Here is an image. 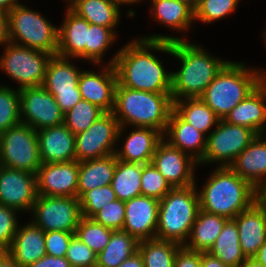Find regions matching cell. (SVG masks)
Wrapping results in <instances>:
<instances>
[{
  "mask_svg": "<svg viewBox=\"0 0 266 267\" xmlns=\"http://www.w3.org/2000/svg\"><path fill=\"white\" fill-rule=\"evenodd\" d=\"M79 162L41 164L36 174L37 195L77 197Z\"/></svg>",
  "mask_w": 266,
  "mask_h": 267,
  "instance_id": "obj_17",
  "label": "cell"
},
{
  "mask_svg": "<svg viewBox=\"0 0 266 267\" xmlns=\"http://www.w3.org/2000/svg\"><path fill=\"white\" fill-rule=\"evenodd\" d=\"M2 167H3V165H2V163H1V161H0V170L2 169Z\"/></svg>",
  "mask_w": 266,
  "mask_h": 267,
  "instance_id": "obj_61",
  "label": "cell"
},
{
  "mask_svg": "<svg viewBox=\"0 0 266 267\" xmlns=\"http://www.w3.org/2000/svg\"><path fill=\"white\" fill-rule=\"evenodd\" d=\"M15 208L0 204V252L8 251L18 229Z\"/></svg>",
  "mask_w": 266,
  "mask_h": 267,
  "instance_id": "obj_46",
  "label": "cell"
},
{
  "mask_svg": "<svg viewBox=\"0 0 266 267\" xmlns=\"http://www.w3.org/2000/svg\"><path fill=\"white\" fill-rule=\"evenodd\" d=\"M172 187L151 163L142 164L141 195L161 200Z\"/></svg>",
  "mask_w": 266,
  "mask_h": 267,
  "instance_id": "obj_41",
  "label": "cell"
},
{
  "mask_svg": "<svg viewBox=\"0 0 266 267\" xmlns=\"http://www.w3.org/2000/svg\"><path fill=\"white\" fill-rule=\"evenodd\" d=\"M253 258L266 267V242L259 248Z\"/></svg>",
  "mask_w": 266,
  "mask_h": 267,
  "instance_id": "obj_56",
  "label": "cell"
},
{
  "mask_svg": "<svg viewBox=\"0 0 266 267\" xmlns=\"http://www.w3.org/2000/svg\"><path fill=\"white\" fill-rule=\"evenodd\" d=\"M116 38L112 28L89 23L87 30V43L85 44V60L100 64L106 50Z\"/></svg>",
  "mask_w": 266,
  "mask_h": 267,
  "instance_id": "obj_38",
  "label": "cell"
},
{
  "mask_svg": "<svg viewBox=\"0 0 266 267\" xmlns=\"http://www.w3.org/2000/svg\"><path fill=\"white\" fill-rule=\"evenodd\" d=\"M42 164L76 160L75 135L64 125L37 130Z\"/></svg>",
  "mask_w": 266,
  "mask_h": 267,
  "instance_id": "obj_20",
  "label": "cell"
},
{
  "mask_svg": "<svg viewBox=\"0 0 266 267\" xmlns=\"http://www.w3.org/2000/svg\"><path fill=\"white\" fill-rule=\"evenodd\" d=\"M139 241L123 230L112 232L109 243L97 255L96 267H119L138 252Z\"/></svg>",
  "mask_w": 266,
  "mask_h": 267,
  "instance_id": "obj_32",
  "label": "cell"
},
{
  "mask_svg": "<svg viewBox=\"0 0 266 267\" xmlns=\"http://www.w3.org/2000/svg\"><path fill=\"white\" fill-rule=\"evenodd\" d=\"M172 110L171 93L134 90L117 82L112 113L120 127H150L164 134Z\"/></svg>",
  "mask_w": 266,
  "mask_h": 267,
  "instance_id": "obj_3",
  "label": "cell"
},
{
  "mask_svg": "<svg viewBox=\"0 0 266 267\" xmlns=\"http://www.w3.org/2000/svg\"><path fill=\"white\" fill-rule=\"evenodd\" d=\"M119 267H144L141 254L136 252L133 256L123 261Z\"/></svg>",
  "mask_w": 266,
  "mask_h": 267,
  "instance_id": "obj_53",
  "label": "cell"
},
{
  "mask_svg": "<svg viewBox=\"0 0 266 267\" xmlns=\"http://www.w3.org/2000/svg\"><path fill=\"white\" fill-rule=\"evenodd\" d=\"M234 220L242 252L246 258H253L266 242V214L254 203L249 209L239 213Z\"/></svg>",
  "mask_w": 266,
  "mask_h": 267,
  "instance_id": "obj_23",
  "label": "cell"
},
{
  "mask_svg": "<svg viewBox=\"0 0 266 267\" xmlns=\"http://www.w3.org/2000/svg\"><path fill=\"white\" fill-rule=\"evenodd\" d=\"M180 2L186 3L190 8L195 10V8L199 5L200 0H179Z\"/></svg>",
  "mask_w": 266,
  "mask_h": 267,
  "instance_id": "obj_58",
  "label": "cell"
},
{
  "mask_svg": "<svg viewBox=\"0 0 266 267\" xmlns=\"http://www.w3.org/2000/svg\"><path fill=\"white\" fill-rule=\"evenodd\" d=\"M19 93L22 124L29 125L36 131L64 124V113L55 97L43 86L22 88Z\"/></svg>",
  "mask_w": 266,
  "mask_h": 267,
  "instance_id": "obj_14",
  "label": "cell"
},
{
  "mask_svg": "<svg viewBox=\"0 0 266 267\" xmlns=\"http://www.w3.org/2000/svg\"><path fill=\"white\" fill-rule=\"evenodd\" d=\"M8 42V14L0 11V45Z\"/></svg>",
  "mask_w": 266,
  "mask_h": 267,
  "instance_id": "obj_52",
  "label": "cell"
},
{
  "mask_svg": "<svg viewBox=\"0 0 266 267\" xmlns=\"http://www.w3.org/2000/svg\"><path fill=\"white\" fill-rule=\"evenodd\" d=\"M239 0H200L194 10V20L211 23L231 14Z\"/></svg>",
  "mask_w": 266,
  "mask_h": 267,
  "instance_id": "obj_43",
  "label": "cell"
},
{
  "mask_svg": "<svg viewBox=\"0 0 266 267\" xmlns=\"http://www.w3.org/2000/svg\"><path fill=\"white\" fill-rule=\"evenodd\" d=\"M17 4H19L18 0H0V11L8 13Z\"/></svg>",
  "mask_w": 266,
  "mask_h": 267,
  "instance_id": "obj_55",
  "label": "cell"
},
{
  "mask_svg": "<svg viewBox=\"0 0 266 267\" xmlns=\"http://www.w3.org/2000/svg\"><path fill=\"white\" fill-rule=\"evenodd\" d=\"M9 42L47 52L52 56L58 50V28L21 3L8 13ZM20 42H19V41Z\"/></svg>",
  "mask_w": 266,
  "mask_h": 267,
  "instance_id": "obj_7",
  "label": "cell"
},
{
  "mask_svg": "<svg viewBox=\"0 0 266 267\" xmlns=\"http://www.w3.org/2000/svg\"><path fill=\"white\" fill-rule=\"evenodd\" d=\"M172 56L181 61L179 71L171 75V97L181 98L200 97L217 74L229 62L214 58L199 45L185 40L171 42Z\"/></svg>",
  "mask_w": 266,
  "mask_h": 267,
  "instance_id": "obj_2",
  "label": "cell"
},
{
  "mask_svg": "<svg viewBox=\"0 0 266 267\" xmlns=\"http://www.w3.org/2000/svg\"><path fill=\"white\" fill-rule=\"evenodd\" d=\"M182 246L178 243L157 238L139 241L138 252L144 267H174V260Z\"/></svg>",
  "mask_w": 266,
  "mask_h": 267,
  "instance_id": "obj_36",
  "label": "cell"
},
{
  "mask_svg": "<svg viewBox=\"0 0 266 267\" xmlns=\"http://www.w3.org/2000/svg\"><path fill=\"white\" fill-rule=\"evenodd\" d=\"M199 191L200 209L234 219L254 204L255 188L229 166L216 167Z\"/></svg>",
  "mask_w": 266,
  "mask_h": 267,
  "instance_id": "obj_4",
  "label": "cell"
},
{
  "mask_svg": "<svg viewBox=\"0 0 266 267\" xmlns=\"http://www.w3.org/2000/svg\"><path fill=\"white\" fill-rule=\"evenodd\" d=\"M27 267H71L70 262L66 257H54L45 255L43 258L37 260L35 263Z\"/></svg>",
  "mask_w": 266,
  "mask_h": 267,
  "instance_id": "obj_49",
  "label": "cell"
},
{
  "mask_svg": "<svg viewBox=\"0 0 266 267\" xmlns=\"http://www.w3.org/2000/svg\"><path fill=\"white\" fill-rule=\"evenodd\" d=\"M256 137L253 130L220 119L216 128L208 134L206 151L198 165L221 161V167L230 166Z\"/></svg>",
  "mask_w": 266,
  "mask_h": 267,
  "instance_id": "obj_11",
  "label": "cell"
},
{
  "mask_svg": "<svg viewBox=\"0 0 266 267\" xmlns=\"http://www.w3.org/2000/svg\"><path fill=\"white\" fill-rule=\"evenodd\" d=\"M115 2L116 5L120 6V5H125V4H134V3H138L141 0H113Z\"/></svg>",
  "mask_w": 266,
  "mask_h": 267,
  "instance_id": "obj_59",
  "label": "cell"
},
{
  "mask_svg": "<svg viewBox=\"0 0 266 267\" xmlns=\"http://www.w3.org/2000/svg\"><path fill=\"white\" fill-rule=\"evenodd\" d=\"M113 230L97 223L92 218L81 217L75 235L97 255L109 243Z\"/></svg>",
  "mask_w": 266,
  "mask_h": 267,
  "instance_id": "obj_39",
  "label": "cell"
},
{
  "mask_svg": "<svg viewBox=\"0 0 266 267\" xmlns=\"http://www.w3.org/2000/svg\"><path fill=\"white\" fill-rule=\"evenodd\" d=\"M164 140L163 138L157 145L152 164L172 188L188 187L196 184L194 166L196 167L198 162Z\"/></svg>",
  "mask_w": 266,
  "mask_h": 267,
  "instance_id": "obj_15",
  "label": "cell"
},
{
  "mask_svg": "<svg viewBox=\"0 0 266 267\" xmlns=\"http://www.w3.org/2000/svg\"><path fill=\"white\" fill-rule=\"evenodd\" d=\"M163 138L173 147L187 153L198 163L203 159L207 146V137L185 122L174 110H172ZM188 149V150H187Z\"/></svg>",
  "mask_w": 266,
  "mask_h": 267,
  "instance_id": "obj_22",
  "label": "cell"
},
{
  "mask_svg": "<svg viewBox=\"0 0 266 267\" xmlns=\"http://www.w3.org/2000/svg\"><path fill=\"white\" fill-rule=\"evenodd\" d=\"M227 220L228 218L224 216L207 213L200 209L188 237L190 241H186L184 247L192 251L208 252Z\"/></svg>",
  "mask_w": 266,
  "mask_h": 267,
  "instance_id": "obj_29",
  "label": "cell"
},
{
  "mask_svg": "<svg viewBox=\"0 0 266 267\" xmlns=\"http://www.w3.org/2000/svg\"><path fill=\"white\" fill-rule=\"evenodd\" d=\"M75 232L48 231L45 232L46 254L54 257H64Z\"/></svg>",
  "mask_w": 266,
  "mask_h": 267,
  "instance_id": "obj_47",
  "label": "cell"
},
{
  "mask_svg": "<svg viewBox=\"0 0 266 267\" xmlns=\"http://www.w3.org/2000/svg\"><path fill=\"white\" fill-rule=\"evenodd\" d=\"M240 267H265L254 258H247Z\"/></svg>",
  "mask_w": 266,
  "mask_h": 267,
  "instance_id": "obj_57",
  "label": "cell"
},
{
  "mask_svg": "<svg viewBox=\"0 0 266 267\" xmlns=\"http://www.w3.org/2000/svg\"><path fill=\"white\" fill-rule=\"evenodd\" d=\"M124 129L125 127H120L112 112H105L87 130L75 135L76 161L93 160L114 154L115 143L121 138Z\"/></svg>",
  "mask_w": 266,
  "mask_h": 267,
  "instance_id": "obj_12",
  "label": "cell"
},
{
  "mask_svg": "<svg viewBox=\"0 0 266 267\" xmlns=\"http://www.w3.org/2000/svg\"><path fill=\"white\" fill-rule=\"evenodd\" d=\"M208 253L230 267H240L247 259L240 247L238 228L234 219L226 221Z\"/></svg>",
  "mask_w": 266,
  "mask_h": 267,
  "instance_id": "obj_31",
  "label": "cell"
},
{
  "mask_svg": "<svg viewBox=\"0 0 266 267\" xmlns=\"http://www.w3.org/2000/svg\"><path fill=\"white\" fill-rule=\"evenodd\" d=\"M254 188L266 181V138L257 137L236 157L229 166Z\"/></svg>",
  "mask_w": 266,
  "mask_h": 267,
  "instance_id": "obj_24",
  "label": "cell"
},
{
  "mask_svg": "<svg viewBox=\"0 0 266 267\" xmlns=\"http://www.w3.org/2000/svg\"><path fill=\"white\" fill-rule=\"evenodd\" d=\"M91 218L113 231L122 230L125 219V201L116 199L109 202Z\"/></svg>",
  "mask_w": 266,
  "mask_h": 267,
  "instance_id": "obj_44",
  "label": "cell"
},
{
  "mask_svg": "<svg viewBox=\"0 0 266 267\" xmlns=\"http://www.w3.org/2000/svg\"><path fill=\"white\" fill-rule=\"evenodd\" d=\"M142 164L128 163L117 159L111 187L117 199L130 200L141 196Z\"/></svg>",
  "mask_w": 266,
  "mask_h": 267,
  "instance_id": "obj_35",
  "label": "cell"
},
{
  "mask_svg": "<svg viewBox=\"0 0 266 267\" xmlns=\"http://www.w3.org/2000/svg\"><path fill=\"white\" fill-rule=\"evenodd\" d=\"M260 72L256 68H246L243 63L228 62L200 98L220 119H224L266 80V73Z\"/></svg>",
  "mask_w": 266,
  "mask_h": 267,
  "instance_id": "obj_5",
  "label": "cell"
},
{
  "mask_svg": "<svg viewBox=\"0 0 266 267\" xmlns=\"http://www.w3.org/2000/svg\"><path fill=\"white\" fill-rule=\"evenodd\" d=\"M174 267H201V252L182 246L175 256Z\"/></svg>",
  "mask_w": 266,
  "mask_h": 267,
  "instance_id": "obj_48",
  "label": "cell"
},
{
  "mask_svg": "<svg viewBox=\"0 0 266 267\" xmlns=\"http://www.w3.org/2000/svg\"><path fill=\"white\" fill-rule=\"evenodd\" d=\"M155 19L181 32L190 28L194 20V10L179 0H151Z\"/></svg>",
  "mask_w": 266,
  "mask_h": 267,
  "instance_id": "obj_34",
  "label": "cell"
},
{
  "mask_svg": "<svg viewBox=\"0 0 266 267\" xmlns=\"http://www.w3.org/2000/svg\"><path fill=\"white\" fill-rule=\"evenodd\" d=\"M201 267H230L208 252H201Z\"/></svg>",
  "mask_w": 266,
  "mask_h": 267,
  "instance_id": "obj_51",
  "label": "cell"
},
{
  "mask_svg": "<svg viewBox=\"0 0 266 267\" xmlns=\"http://www.w3.org/2000/svg\"><path fill=\"white\" fill-rule=\"evenodd\" d=\"M0 267H20V266L7 251H1Z\"/></svg>",
  "mask_w": 266,
  "mask_h": 267,
  "instance_id": "obj_54",
  "label": "cell"
},
{
  "mask_svg": "<svg viewBox=\"0 0 266 267\" xmlns=\"http://www.w3.org/2000/svg\"><path fill=\"white\" fill-rule=\"evenodd\" d=\"M120 7L113 0L78 1L71 10L89 23L114 28L120 20Z\"/></svg>",
  "mask_w": 266,
  "mask_h": 267,
  "instance_id": "obj_33",
  "label": "cell"
},
{
  "mask_svg": "<svg viewBox=\"0 0 266 267\" xmlns=\"http://www.w3.org/2000/svg\"><path fill=\"white\" fill-rule=\"evenodd\" d=\"M63 25L58 27V50L56 55L64 58L85 60V44L89 22L67 8Z\"/></svg>",
  "mask_w": 266,
  "mask_h": 267,
  "instance_id": "obj_26",
  "label": "cell"
},
{
  "mask_svg": "<svg viewBox=\"0 0 266 267\" xmlns=\"http://www.w3.org/2000/svg\"><path fill=\"white\" fill-rule=\"evenodd\" d=\"M37 198L36 174L2 167L0 204L20 211H31Z\"/></svg>",
  "mask_w": 266,
  "mask_h": 267,
  "instance_id": "obj_16",
  "label": "cell"
},
{
  "mask_svg": "<svg viewBox=\"0 0 266 267\" xmlns=\"http://www.w3.org/2000/svg\"><path fill=\"white\" fill-rule=\"evenodd\" d=\"M104 113L97 105L82 99L64 114V125L77 135L87 130Z\"/></svg>",
  "mask_w": 266,
  "mask_h": 267,
  "instance_id": "obj_37",
  "label": "cell"
},
{
  "mask_svg": "<svg viewBox=\"0 0 266 267\" xmlns=\"http://www.w3.org/2000/svg\"><path fill=\"white\" fill-rule=\"evenodd\" d=\"M200 210L195 184L172 188L159 201L158 226L155 238L184 246Z\"/></svg>",
  "mask_w": 266,
  "mask_h": 267,
  "instance_id": "obj_6",
  "label": "cell"
},
{
  "mask_svg": "<svg viewBox=\"0 0 266 267\" xmlns=\"http://www.w3.org/2000/svg\"><path fill=\"white\" fill-rule=\"evenodd\" d=\"M265 34H263L264 35V38L266 39V31L264 32ZM265 42H266V40H265Z\"/></svg>",
  "mask_w": 266,
  "mask_h": 267,
  "instance_id": "obj_62",
  "label": "cell"
},
{
  "mask_svg": "<svg viewBox=\"0 0 266 267\" xmlns=\"http://www.w3.org/2000/svg\"><path fill=\"white\" fill-rule=\"evenodd\" d=\"M31 212V222L44 232H76L82 217L77 197L37 195Z\"/></svg>",
  "mask_w": 266,
  "mask_h": 267,
  "instance_id": "obj_10",
  "label": "cell"
},
{
  "mask_svg": "<svg viewBox=\"0 0 266 267\" xmlns=\"http://www.w3.org/2000/svg\"><path fill=\"white\" fill-rule=\"evenodd\" d=\"M99 74L82 71L78 87L82 99L97 105L104 112H113L117 74L114 65H106Z\"/></svg>",
  "mask_w": 266,
  "mask_h": 267,
  "instance_id": "obj_19",
  "label": "cell"
},
{
  "mask_svg": "<svg viewBox=\"0 0 266 267\" xmlns=\"http://www.w3.org/2000/svg\"><path fill=\"white\" fill-rule=\"evenodd\" d=\"M159 200L138 196L125 201L123 231L138 241L154 239L158 226Z\"/></svg>",
  "mask_w": 266,
  "mask_h": 267,
  "instance_id": "obj_18",
  "label": "cell"
},
{
  "mask_svg": "<svg viewBox=\"0 0 266 267\" xmlns=\"http://www.w3.org/2000/svg\"><path fill=\"white\" fill-rule=\"evenodd\" d=\"M0 161L4 167L37 174L42 164L37 131L20 123L0 133Z\"/></svg>",
  "mask_w": 266,
  "mask_h": 267,
  "instance_id": "obj_8",
  "label": "cell"
},
{
  "mask_svg": "<svg viewBox=\"0 0 266 267\" xmlns=\"http://www.w3.org/2000/svg\"><path fill=\"white\" fill-rule=\"evenodd\" d=\"M126 138L122 150L115 151L116 158L124 162L144 165L152 162L163 134L154 128L136 127Z\"/></svg>",
  "mask_w": 266,
  "mask_h": 267,
  "instance_id": "obj_25",
  "label": "cell"
},
{
  "mask_svg": "<svg viewBox=\"0 0 266 267\" xmlns=\"http://www.w3.org/2000/svg\"><path fill=\"white\" fill-rule=\"evenodd\" d=\"M65 257L71 267H96L97 265V254L76 235L71 239Z\"/></svg>",
  "mask_w": 266,
  "mask_h": 267,
  "instance_id": "obj_45",
  "label": "cell"
},
{
  "mask_svg": "<svg viewBox=\"0 0 266 267\" xmlns=\"http://www.w3.org/2000/svg\"><path fill=\"white\" fill-rule=\"evenodd\" d=\"M254 203L266 214V181L255 187Z\"/></svg>",
  "mask_w": 266,
  "mask_h": 267,
  "instance_id": "obj_50",
  "label": "cell"
},
{
  "mask_svg": "<svg viewBox=\"0 0 266 267\" xmlns=\"http://www.w3.org/2000/svg\"><path fill=\"white\" fill-rule=\"evenodd\" d=\"M81 214L91 218L103 206L117 199L111 185H106L85 191L79 198Z\"/></svg>",
  "mask_w": 266,
  "mask_h": 267,
  "instance_id": "obj_42",
  "label": "cell"
},
{
  "mask_svg": "<svg viewBox=\"0 0 266 267\" xmlns=\"http://www.w3.org/2000/svg\"><path fill=\"white\" fill-rule=\"evenodd\" d=\"M51 54L8 42L0 58L2 71L19 82L18 89L42 86Z\"/></svg>",
  "mask_w": 266,
  "mask_h": 267,
  "instance_id": "obj_9",
  "label": "cell"
},
{
  "mask_svg": "<svg viewBox=\"0 0 266 267\" xmlns=\"http://www.w3.org/2000/svg\"><path fill=\"white\" fill-rule=\"evenodd\" d=\"M16 90L0 86V133L21 123L20 93Z\"/></svg>",
  "mask_w": 266,
  "mask_h": 267,
  "instance_id": "obj_40",
  "label": "cell"
},
{
  "mask_svg": "<svg viewBox=\"0 0 266 267\" xmlns=\"http://www.w3.org/2000/svg\"><path fill=\"white\" fill-rule=\"evenodd\" d=\"M180 37L151 35L133 40L121 48L108 64L114 65L122 87L154 93H171L172 72L150 50L172 54L171 42Z\"/></svg>",
  "mask_w": 266,
  "mask_h": 267,
  "instance_id": "obj_1",
  "label": "cell"
},
{
  "mask_svg": "<svg viewBox=\"0 0 266 267\" xmlns=\"http://www.w3.org/2000/svg\"><path fill=\"white\" fill-rule=\"evenodd\" d=\"M20 267H27L46 255L45 232L32 222L18 226L13 242L7 251Z\"/></svg>",
  "mask_w": 266,
  "mask_h": 267,
  "instance_id": "obj_27",
  "label": "cell"
},
{
  "mask_svg": "<svg viewBox=\"0 0 266 267\" xmlns=\"http://www.w3.org/2000/svg\"><path fill=\"white\" fill-rule=\"evenodd\" d=\"M116 164L115 153L102 158L79 162L77 198L85 191L111 185Z\"/></svg>",
  "mask_w": 266,
  "mask_h": 267,
  "instance_id": "obj_28",
  "label": "cell"
},
{
  "mask_svg": "<svg viewBox=\"0 0 266 267\" xmlns=\"http://www.w3.org/2000/svg\"><path fill=\"white\" fill-rule=\"evenodd\" d=\"M266 80L242 100L223 119L226 122L247 127L257 135L266 133Z\"/></svg>",
  "mask_w": 266,
  "mask_h": 267,
  "instance_id": "obj_21",
  "label": "cell"
},
{
  "mask_svg": "<svg viewBox=\"0 0 266 267\" xmlns=\"http://www.w3.org/2000/svg\"><path fill=\"white\" fill-rule=\"evenodd\" d=\"M78 1H83V0H68V3L70 2L71 4H69V9H71Z\"/></svg>",
  "mask_w": 266,
  "mask_h": 267,
  "instance_id": "obj_60",
  "label": "cell"
},
{
  "mask_svg": "<svg viewBox=\"0 0 266 267\" xmlns=\"http://www.w3.org/2000/svg\"><path fill=\"white\" fill-rule=\"evenodd\" d=\"M173 110L187 123L203 134L215 125L220 118L200 98H184L173 101Z\"/></svg>",
  "mask_w": 266,
  "mask_h": 267,
  "instance_id": "obj_30",
  "label": "cell"
},
{
  "mask_svg": "<svg viewBox=\"0 0 266 267\" xmlns=\"http://www.w3.org/2000/svg\"><path fill=\"white\" fill-rule=\"evenodd\" d=\"M81 72L69 58L54 55L48 61L42 86L55 97L64 114L82 100L78 87Z\"/></svg>",
  "mask_w": 266,
  "mask_h": 267,
  "instance_id": "obj_13",
  "label": "cell"
}]
</instances>
